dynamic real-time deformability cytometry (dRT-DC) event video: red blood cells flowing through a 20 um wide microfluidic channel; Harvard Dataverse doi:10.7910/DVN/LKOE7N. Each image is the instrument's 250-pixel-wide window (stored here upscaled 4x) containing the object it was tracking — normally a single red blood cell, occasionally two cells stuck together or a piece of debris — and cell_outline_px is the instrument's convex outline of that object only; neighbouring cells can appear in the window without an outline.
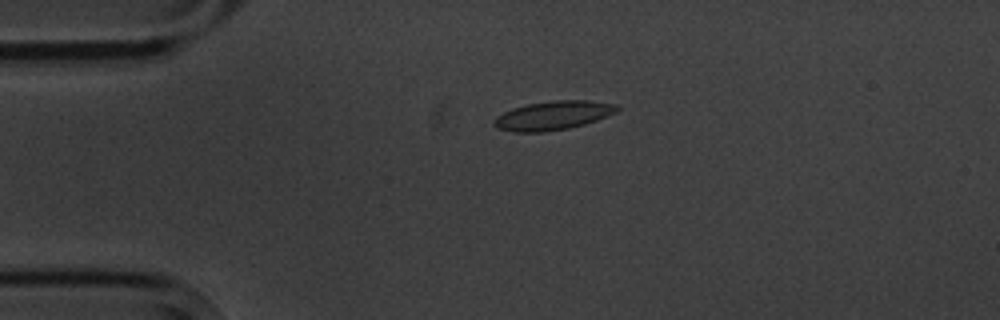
{"species": "common noctule bat (a hibernating species)", "species_latin": "Nyctalus noctula", "temperature_condition": "cold", "stored_images_in_passage": 4, "camera_frame_rate_fps": 3000, "um_per_image_px": 0.085, "animal": {"sex": "male", "body_mass_g": 20.1, "forearm_length_mm": 53.5}, "frame": {"image": 1, "passage_image": 4, "time_ms": 3.333, "image_size_px": [1000, 320], "cell_outline_px": [[620, 108], [616, 112], [596, 120], [584, 124], [568, 128], [544, 132], [512, 132], [496, 128], [492, 124], [492, 120], [496, 116], [512, 108], [528, 104], [552, 100], [588, 100], [616, 104]], "centroid_in_image_um": [46.96, 9.81], "position_along_channel_um": 38.0, "area_um2": 20.81}}